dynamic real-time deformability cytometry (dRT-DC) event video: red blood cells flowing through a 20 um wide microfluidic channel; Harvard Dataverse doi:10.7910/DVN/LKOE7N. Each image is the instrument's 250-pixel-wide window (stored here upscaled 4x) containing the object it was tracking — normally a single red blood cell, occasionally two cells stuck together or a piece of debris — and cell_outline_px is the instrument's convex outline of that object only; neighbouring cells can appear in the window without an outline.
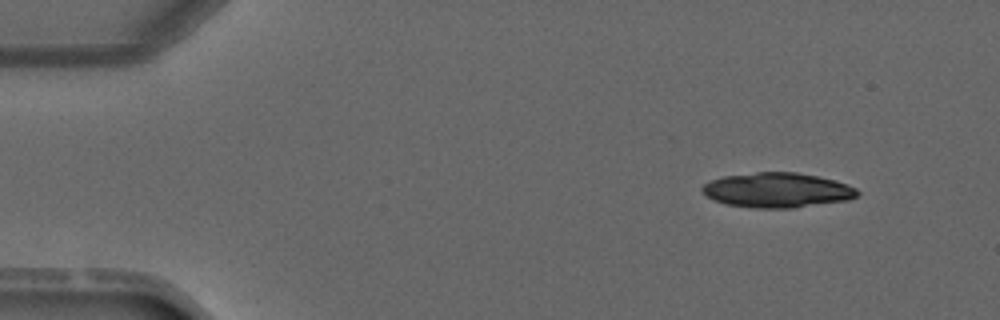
{"species": "common noctule bat (a hibernating species)", "species_latin": "Nyctalus noctula", "temperature_condition": "warm", "stored_images_in_passage": 3, "camera_frame_rate_fps": 3000, "um_per_image_px": 0.085, "animal": {"sex": "male", "forearm_length_mm": 52.5}, "frame": {"image": 1, "passage_image": 1, "time_ms": 0.0, "image_size_px": [1000, 320], "cell_outline_px": [[860, 192], [856, 196], [848, 200], [792, 208], [756, 208], [728, 204], [716, 200], [708, 196], [700, 188], [704, 184], [712, 180], [724, 176], [756, 172], [796, 172], [816, 176], [848, 184], [856, 188]], "centroid_in_image_um": [66.09, 16.16], "position_along_channel_um": 18.9, "area_um2": 31.15}}